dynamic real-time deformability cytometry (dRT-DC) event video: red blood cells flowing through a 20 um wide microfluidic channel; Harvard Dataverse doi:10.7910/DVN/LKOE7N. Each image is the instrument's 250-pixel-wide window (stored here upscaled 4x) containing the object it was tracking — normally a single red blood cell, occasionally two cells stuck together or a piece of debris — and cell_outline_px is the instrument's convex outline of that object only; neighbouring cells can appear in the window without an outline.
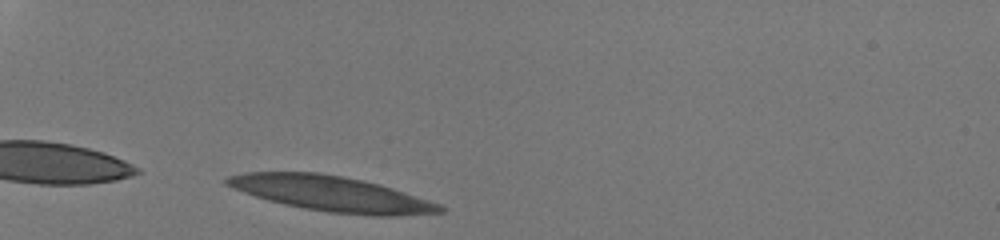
{"species": "human", "species_latin": "Homo sapiens", "temperature_condition": "room temperature", "stored_images_in_passage": 31, "camera_frame_rate_fps": 3000, "um_per_image_px": 0.085, "donor": {"sex": "male"}, "frame": {"image": 1, "passage_image": 3, "time_ms": 0.667, "image_size_px": [1000, 240], "cell_outline_px": [[444, 212], [388, 216], [372, 216], [332, 212], [304, 208], [284, 204], [256, 196], [224, 184], [224, 180], [228, 176], [248, 172], [316, 172], [364, 180], [380, 184], [440, 204], [444, 208]], "centroid_in_image_um": [28.18, 16.46], "position_along_channel_um": 56.8, "area_um2": 43.12}}
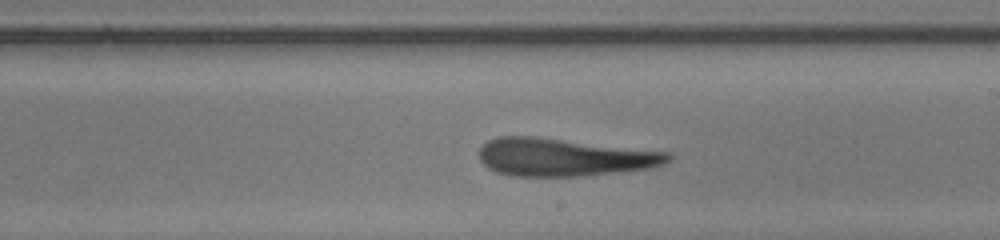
{"frame": {"image": 2, "passage_image": 19, "time_ms": 6.0, "image_size_px": [1000, 240], "cell_outline_px": [[672, 156], [664, 164], [648, 168], [616, 172], [580, 176], [512, 176], [496, 172], [488, 168], [480, 160], [480, 148], [488, 140], [496, 136], [540, 136], [668, 152]], "centroid_in_image_um": [47.89, 13.35], "position_along_channel_um": 241.1, "area_um2": 41.73}}
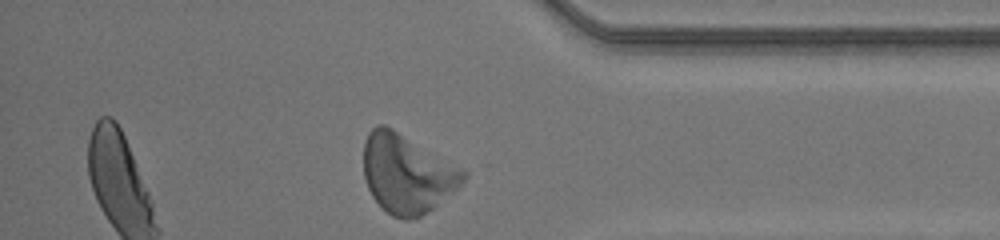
{"frame": {"image": 3, "passage_image": 31, "time_ms": 10.0, "image_size_px": [1000, 240], "cell_outline_px": [[468, 176], [456, 188], [432, 208], [420, 216], [408, 220], [404, 220], [392, 216], [372, 196], [368, 188], [364, 176], [364, 140], [368, 132], [376, 124], [384, 124], [392, 128], [468, 172]], "centroid_in_image_um": [34.56, 14.75], "position_along_channel_um": 400.6, "area_um2": 45.08}, "authors_computed_cell_mechanics": {"area_um2": 42.3096, "velocity_mm_per_s": 4.1723, "shape_relaxation_time_tau1_ms": null, "shape_relaxation_time_tau2_ms": 2.2872, "deformation_change_tau1": null, "deformation_change_tau2": 0.1463}}